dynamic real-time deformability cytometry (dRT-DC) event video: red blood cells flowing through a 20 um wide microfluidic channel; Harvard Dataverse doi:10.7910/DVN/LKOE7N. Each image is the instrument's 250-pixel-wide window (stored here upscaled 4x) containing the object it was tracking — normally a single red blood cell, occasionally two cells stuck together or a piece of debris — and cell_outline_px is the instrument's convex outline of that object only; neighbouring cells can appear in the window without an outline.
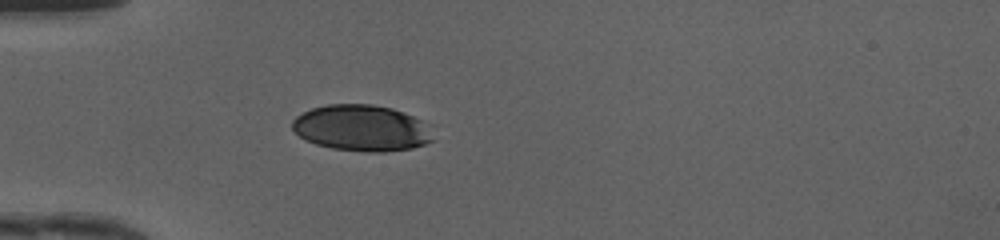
{"species": "human", "species_latin": "Homo sapiens", "temperature_condition": "cold", "stored_images_in_passage": 35, "camera_frame_rate_fps": 3000, "um_per_image_px": 0.085, "donor": {"sex": "female"}, "frame": {"image": 1, "passage_image": 1, "time_ms": 0.0, "image_size_px": [1000, 240], "cell_outline_px": [[432, 140], [424, 144], [412, 148], [384, 152], [368, 152], [332, 148], [316, 144], [304, 140], [292, 128], [292, 120], [296, 116], [312, 108], [328, 104], [372, 104], [392, 108], [404, 112], [432, 124]], "centroid_in_image_um": [30.77, 10.88], "position_along_channel_um": 54.2, "area_um2": 38.21}}
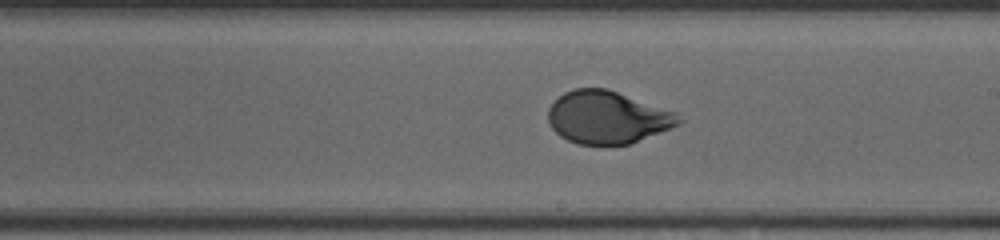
{"frame": {"image": 2, "passage_image": 15, "time_ms": 4.667, "image_size_px": [1000, 240], "cell_outline_px": [[680, 124], [632, 144], [576, 144], [560, 136], [552, 128], [548, 120], [548, 108], [564, 92], [572, 88], [608, 88], [676, 112], [680, 120]], "centroid_in_image_um": [51.62, 9.97], "position_along_channel_um": 237.4, "area_um2": 40.0}}
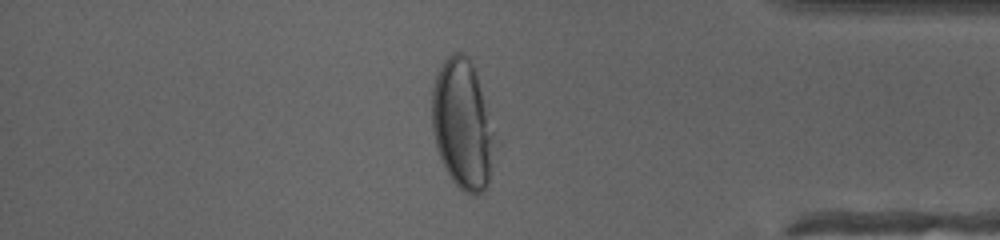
{"frame": {"image": 3, "passage_image": 28, "time_ms": 9.0, "image_size_px": [1000, 240], "cell_outline_px": [[500, 144], [488, 184], [484, 192], [476, 196], [472, 196], [464, 192], [452, 180], [436, 148], [432, 132], [432, 88], [436, 76], [444, 60], [452, 52], [460, 52], [468, 56], [472, 64]], "centroid_in_image_um": [39.38, 10.65], "position_along_channel_um": 395.8, "area_um2": 48.44}, "authors_computed_cell_mechanics": {"area_um2": 40.6912, "velocity_mm_per_s": 4.1704, "shape_relaxation_time_tau1_ms": 3.1182, "shape_relaxation_time_tau2_ms": null, "deformation_change_tau1": 0.1591, "deformation_change_tau2": null}}